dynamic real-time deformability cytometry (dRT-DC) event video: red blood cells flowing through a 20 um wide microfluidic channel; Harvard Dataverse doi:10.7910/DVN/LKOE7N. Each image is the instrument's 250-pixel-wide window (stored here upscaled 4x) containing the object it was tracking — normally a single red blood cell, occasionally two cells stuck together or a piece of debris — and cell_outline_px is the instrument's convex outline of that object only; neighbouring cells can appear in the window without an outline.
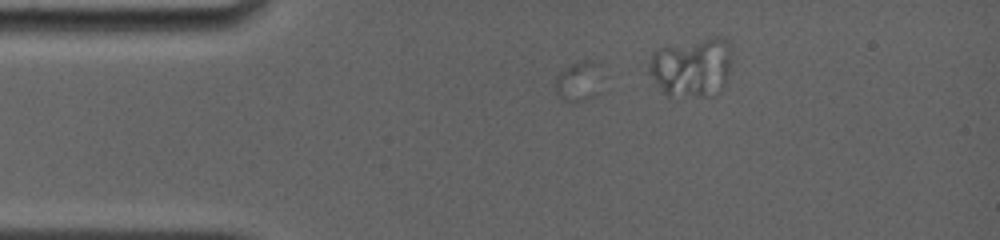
{"species": "common noctule bat (a hibernating species)", "species_latin": "Nyctalus noctula", "temperature_condition": "room temperature", "stored_images_in_passage": 8, "camera_frame_rate_fps": 4000, "um_per_image_px": 0.085, "animal": {"sex": "female", "body_mass_g": 19.0, "forearm_length_mm": 56.7}, "frame": {"image": 1, "passage_image": 1, "time_ms": 0.0, "image_size_px": [1000, 240], "cell_outline_px": [[600, 68], [596, 92], [592, 96], [584, 100], [572, 104], [564, 100], [556, 92], [556, 76], [560, 72], [572, 64], [588, 60], [596, 60], [600, 64]], "centroid_in_image_um": [49.16, 6.91], "position_along_channel_um": 35.8, "area_um2": 10.52}}